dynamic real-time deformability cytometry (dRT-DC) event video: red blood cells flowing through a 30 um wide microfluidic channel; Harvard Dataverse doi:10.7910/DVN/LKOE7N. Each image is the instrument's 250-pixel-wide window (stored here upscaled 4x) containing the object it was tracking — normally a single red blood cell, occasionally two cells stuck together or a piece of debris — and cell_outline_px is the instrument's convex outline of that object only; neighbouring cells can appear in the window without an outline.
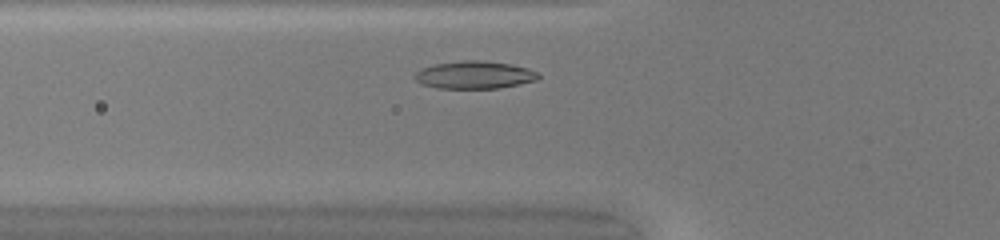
{"species": "common noctule bat (a hibernating species)", "species_latin": "Nyctalus noctula", "temperature_condition": "warm", "stored_images_in_passage": 27, "camera_frame_rate_fps": 3000, "um_per_image_px": 0.085, "animal": {"sex": "female", "body_mass_g": 20.0, "forearm_length_mm": 54.0}, "frame": {"image": 1, "passage_image": 4, "time_ms": 1.0, "image_size_px": [1000, 240], "cell_outline_px": [[540, 76], [536, 80], [520, 84], [500, 88], [436, 88], [420, 84], [412, 76], [420, 68], [432, 64], [464, 60], [480, 60], [512, 64], [528, 68], [536, 72]], "centroid_in_image_um": [40.28, 6.36], "position_along_channel_um": 85.5, "area_um2": 20.11}}
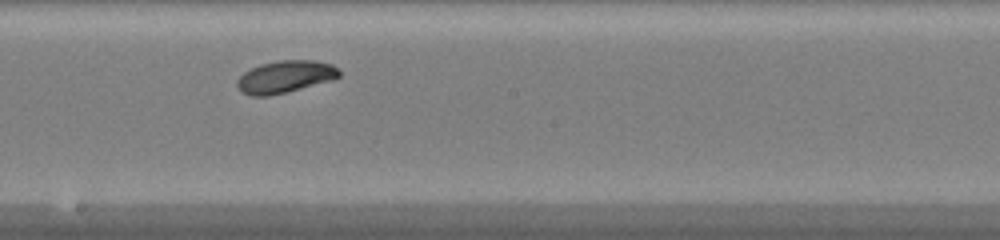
{"frame": {"image": 2, "passage_image": 14, "time_ms": 4.333, "image_size_px": [1000, 240], "cell_outline_px": [[340, 76], [332, 80], [268, 96], [248, 96], [240, 92], [236, 84], [236, 80], [244, 72], [260, 64], [280, 60], [316, 60], [332, 64], [340, 72]], "centroid_in_image_um": [24.2, 6.52], "position_along_channel_um": 224.0, "area_um2": 19.13}}
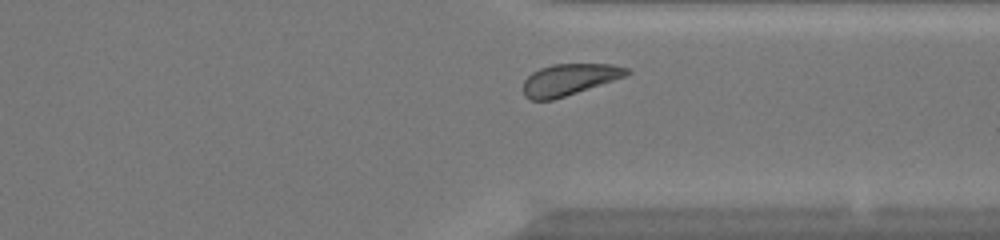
{"frame": {"image": 3, "passage_image": 24, "time_ms": 7.667, "image_size_px": [1000, 240], "cell_outline_px": [[632, 72], [624, 76], [552, 100], [528, 100], [524, 96], [524, 80], [532, 72], [540, 68], [552, 64], [612, 64], [628, 68]], "centroid_in_image_um": [48.34, 6.75], "position_along_channel_um": 363.1, "area_um2": 18.67}, "authors_computed_cell_mechanics": {"area_um2": 19.0162, "velocity_mm_per_s": 4.1633, "shape_relaxation_time_tau1_ms": 2.4835, "shape_relaxation_time_tau2_ms": null, "deformation_change_tau1": 0.1101, "deformation_change_tau2": null}}